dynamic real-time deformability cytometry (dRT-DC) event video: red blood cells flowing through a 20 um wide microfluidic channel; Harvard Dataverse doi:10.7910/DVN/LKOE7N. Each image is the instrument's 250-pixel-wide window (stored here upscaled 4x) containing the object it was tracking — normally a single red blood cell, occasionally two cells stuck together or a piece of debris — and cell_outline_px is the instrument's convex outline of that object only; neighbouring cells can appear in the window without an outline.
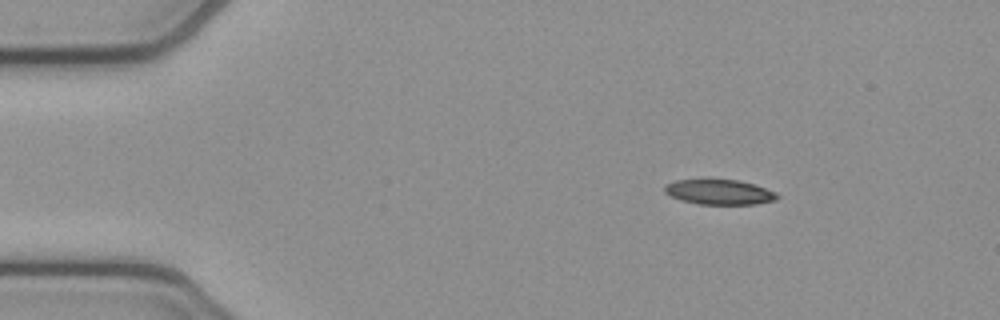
{"species": "common noctule bat (a hibernating species)", "species_latin": "Nyctalus noctula", "temperature_condition": "cold", "stored_images_in_passage": 52, "camera_frame_rate_fps": 3000, "um_per_image_px": 0.085, "animal": {"sex": "female", "body_mass_g": 21.9}, "frame": {"image": 1, "passage_image": 7, "time_ms": 2.0, "image_size_px": [1000, 320], "cell_outline_px": [[780, 196], [776, 200], [756, 204], [696, 204], [680, 200], [664, 192], [664, 184], [676, 180], [708, 176], [740, 180], [776, 192]], "centroid_in_image_um": [61.08, 16.27], "position_along_channel_um": 23.9, "area_um2": 17.28}}
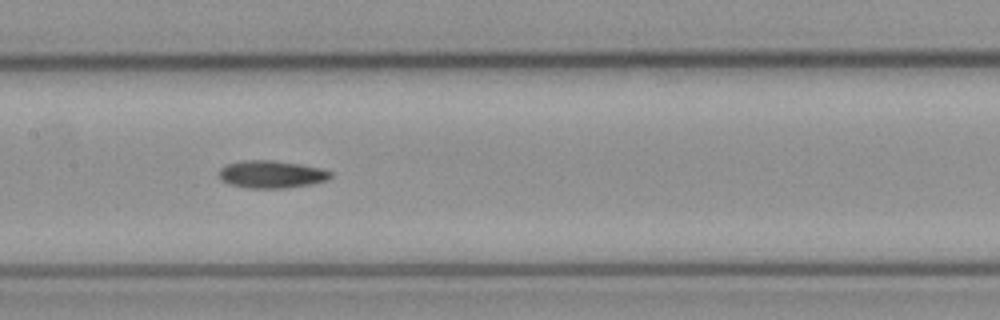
{"frame": {"image": 2, "passage_image": 25, "time_ms": 8.0, "image_size_px": [1000, 320], "cell_outline_px": [[332, 176], [328, 180], [288, 188], [248, 188], [228, 184], [220, 180], [220, 168], [224, 164], [244, 160], [272, 160], [300, 164], [320, 168], [332, 172]], "centroid_in_image_um": [23.04, 14.81], "position_along_channel_um": 184.4, "area_um2": 17.98}}
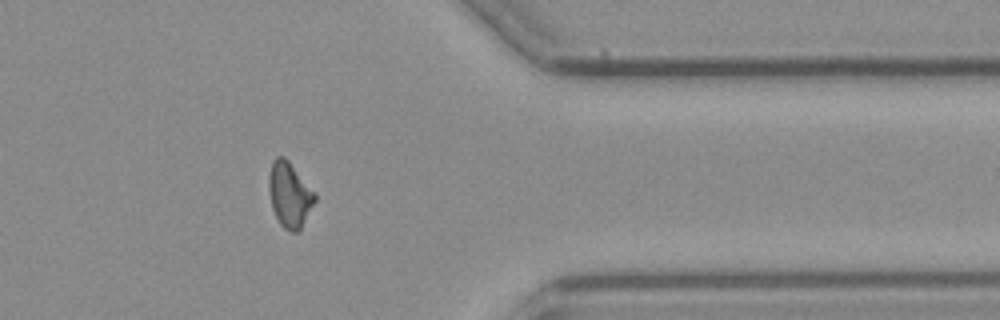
{"frame": {"image": 3, "passage_image": 42, "time_ms": 13.667, "image_size_px": [1000, 320], "cell_outline_px": [[316, 200], [300, 232], [288, 232], [280, 224], [272, 208], [268, 192], [268, 176], [272, 160], [276, 156], [284, 156], [288, 160], [316, 192]], "centroid_in_image_um": [24.62, 16.56], "position_along_channel_um": 386.8, "area_um2": 17.92}}